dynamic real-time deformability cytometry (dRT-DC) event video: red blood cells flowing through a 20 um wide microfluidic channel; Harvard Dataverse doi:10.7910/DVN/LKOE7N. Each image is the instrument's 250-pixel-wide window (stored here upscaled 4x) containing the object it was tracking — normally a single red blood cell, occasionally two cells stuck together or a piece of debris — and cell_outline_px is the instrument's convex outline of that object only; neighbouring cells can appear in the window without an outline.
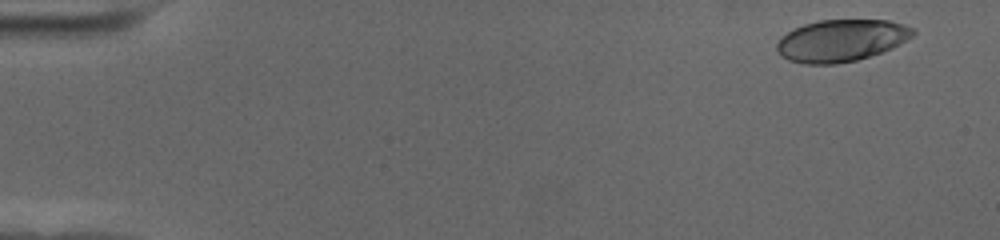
{"species": "human", "species_latin": "Homo sapiens", "temperature_condition": "cold", "stored_images_in_passage": 59, "camera_frame_rate_fps": 3000, "um_per_image_px": 0.085, "donor": {"sex": "female"}, "frame": {"image": 1, "passage_image": 4, "time_ms": 1.0, "image_size_px": [1000, 240], "cell_outline_px": [[916, 32], [912, 36], [900, 44], [892, 48], [856, 60], [836, 64], [804, 64], [788, 60], [780, 56], [776, 48], [776, 44], [780, 36], [804, 24], [820, 20], [888, 20], [904, 24], [916, 28]], "centroid_in_image_um": [71.5, 3.44], "position_along_channel_um": 13.5, "area_um2": 33.41}}
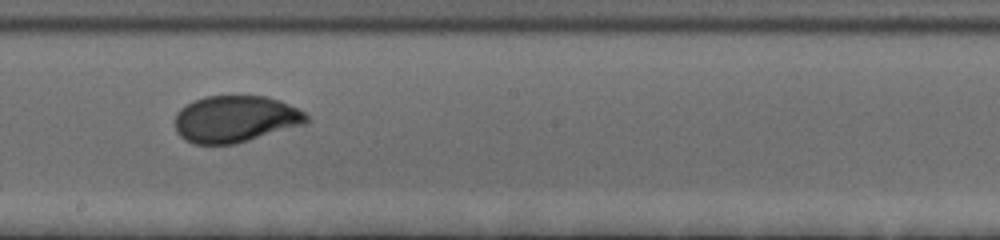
{"frame": {"image": 2, "passage_image": 34, "time_ms": 11.0, "image_size_px": [1000, 240], "cell_outline_px": [[312, 120], [304, 124], [236, 144], [192, 144], [184, 140], [176, 132], [176, 112], [180, 108], [204, 96], [264, 96], [280, 100], [304, 112]], "centroid_in_image_um": [20.0, 10.12], "position_along_channel_um": 228.2, "area_um2": 35.84}}
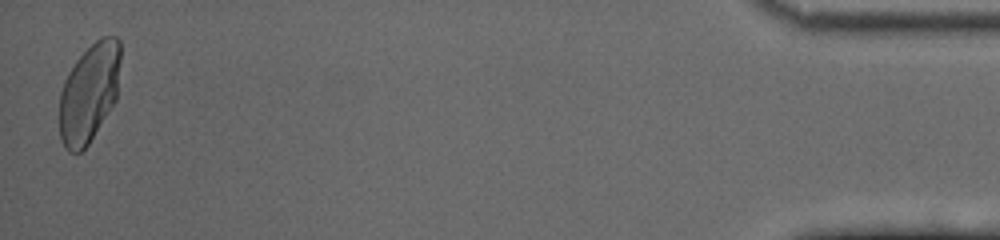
{"frame": {"image": 3, "passage_image": 58, "time_ms": 19.0, "image_size_px": [1000, 240], "cell_outline_px": [[120, 60], [116, 100], [88, 144], [80, 152], [68, 152], [64, 148], [60, 140], [60, 92], [64, 80], [68, 72], [76, 60], [96, 40], [104, 36], [116, 36], [120, 40]], "centroid_in_image_um": [7.57, 7.89], "position_along_channel_um": 427.6, "area_um2": 35.08}, "authors_computed_cell_mechanics": {"area_um2": 35.3158, "velocity_mm_per_s": 3.5182, "shape_relaxation_time_tau1_ms": 4.6043, "shape_relaxation_time_tau2_ms": null, "deformation_change_tau1": 0.1969, "deformation_change_tau2": null}}